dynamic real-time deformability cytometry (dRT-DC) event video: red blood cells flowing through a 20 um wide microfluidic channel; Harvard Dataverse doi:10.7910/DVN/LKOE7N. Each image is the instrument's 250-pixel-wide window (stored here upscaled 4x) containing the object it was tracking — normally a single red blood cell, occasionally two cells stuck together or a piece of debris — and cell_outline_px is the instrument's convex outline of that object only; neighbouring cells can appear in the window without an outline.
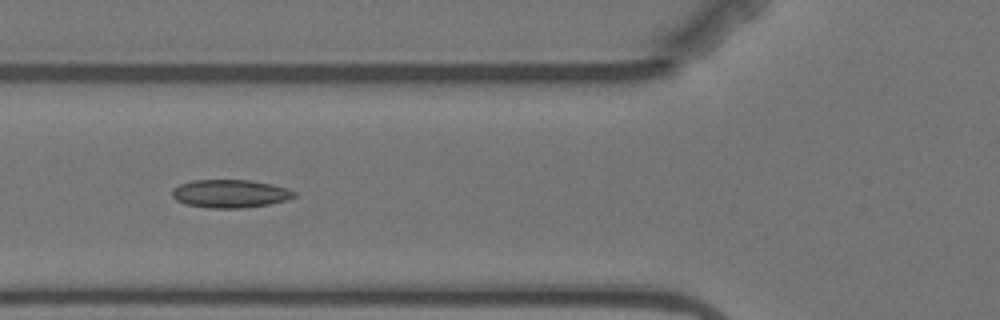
{"species": "Egyptian fruit bat (a non-hibernating species)", "species_latin": "Rousettus aegyptiacus", "temperature_condition": "warm", "stored_images_in_passage": 10, "camera_frame_rate_fps": 3000, "um_per_image_px": 0.085, "animal": {"sex": "female"}, "frame": {"image": 1, "passage_image": 6, "time_ms": 6.0, "image_size_px": [1000, 320], "cell_outline_px": [[296, 196], [284, 200], [268, 204], [244, 208], [208, 208], [188, 204], [176, 200], [172, 196], [172, 188], [180, 184], [192, 180], [252, 180], [272, 184], [288, 188], [296, 192]], "centroid_in_image_um": [19.56, 16.45], "position_along_channel_um": 106.2, "area_um2": 20.0}}
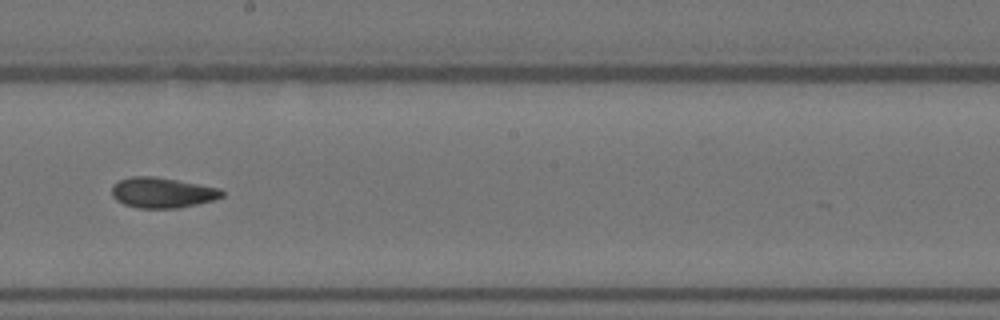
{"frame": {"image": 2, "passage_image": 9, "time_ms": 9.667, "image_size_px": [1000, 320], "cell_outline_px": [[224, 196], [212, 200], [196, 204], [176, 208], [140, 208], [124, 204], [116, 200], [112, 196], [112, 184], [120, 180], [132, 176], [156, 176], [220, 188], [224, 192]], "centroid_in_image_um": [13.78, 16.36], "position_along_channel_um": 234.4, "area_um2": 19.48}}
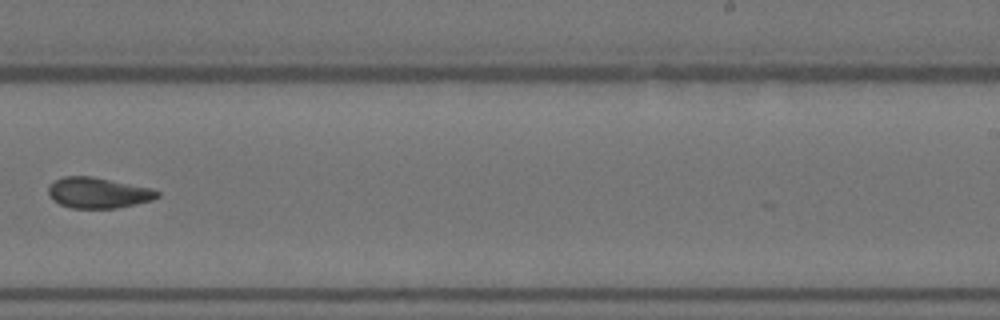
{"frame": {"image": 3, "passage_image": 10, "time_ms": 11.0, "image_size_px": [1000, 320], "cell_outline_px": [[160, 196], [152, 200], [136, 204], [116, 208], [72, 208], [60, 204], [52, 200], [48, 192], [48, 188], [56, 180], [64, 176], [92, 176], [152, 188], [160, 192]], "centroid_in_image_um": [8.37, 16.39], "position_along_channel_um": 280.6, "area_um2": 19.48}}